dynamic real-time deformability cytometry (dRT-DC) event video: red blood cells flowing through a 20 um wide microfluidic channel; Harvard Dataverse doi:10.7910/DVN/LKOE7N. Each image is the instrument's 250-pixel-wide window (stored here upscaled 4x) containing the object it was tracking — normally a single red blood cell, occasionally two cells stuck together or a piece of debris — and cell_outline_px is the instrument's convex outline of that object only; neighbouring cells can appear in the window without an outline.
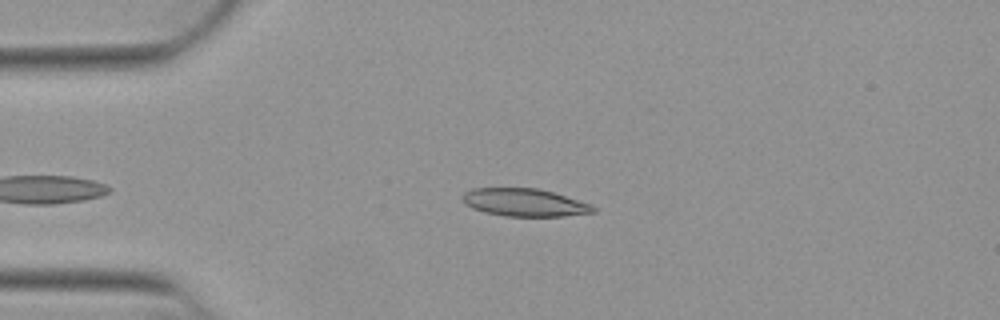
{"species": "Egyptian fruit bat (a non-hibernating species)", "species_latin": "Rousettus aegyptiacus", "temperature_condition": "warm", "stored_images_in_passage": 45, "camera_frame_rate_fps": 3000, "um_per_image_px": 0.085, "animal": {"sex": "female"}, "frame": {"image": 1, "passage_image": 11, "time_ms": 3.333, "image_size_px": [1000, 320], "cell_outline_px": [[596, 212], [564, 216], [504, 216], [484, 212], [472, 208], [464, 204], [460, 196], [464, 192], [472, 188], [536, 188], [552, 192], [592, 204], [596, 208]], "centroid_in_image_um": [44.55, 17.21], "position_along_channel_um": 40.5, "area_um2": 21.27}}
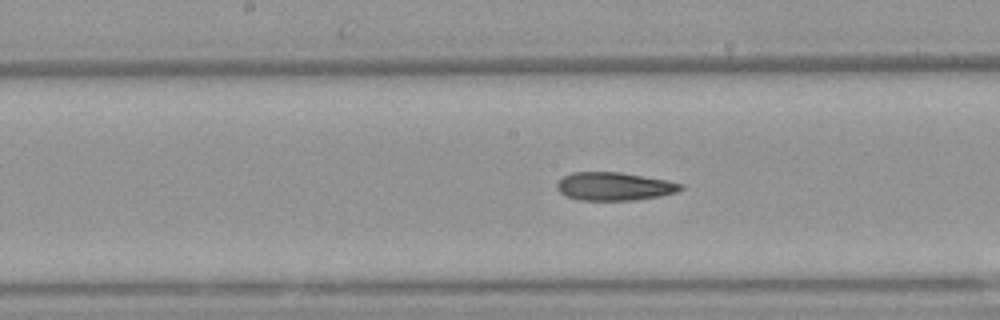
{"frame": {"image": 2, "passage_image": 25, "time_ms": 8.0, "image_size_px": [1000, 320], "cell_outline_px": [[684, 188], [676, 192], [660, 196], [636, 200], [580, 200], [568, 196], [560, 192], [556, 188], [556, 184], [564, 176], [572, 172], [620, 172], [668, 180], [684, 184]], "centroid_in_image_um": [52.24, 15.84], "position_along_channel_um": 196.0, "area_um2": 20.35}}
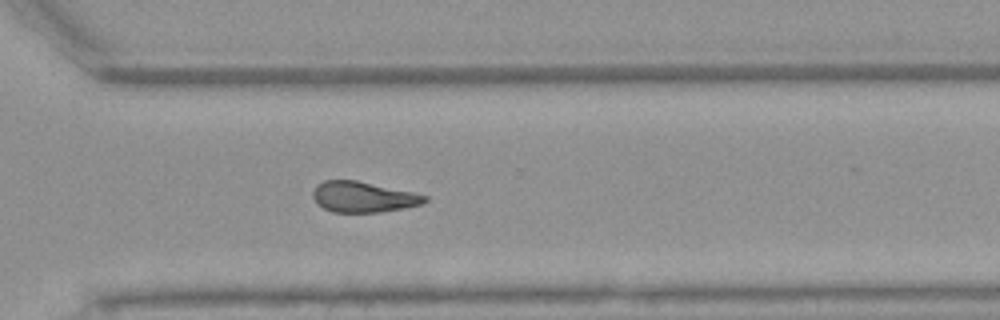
{"frame": {"image": 3, "passage_image": 36, "time_ms": 11.667, "image_size_px": [1000, 320], "cell_outline_px": [[428, 200], [420, 204], [404, 208], [380, 212], [332, 212], [316, 204], [312, 196], [312, 192], [316, 184], [324, 180], [356, 180], [412, 192], [428, 196]], "centroid_in_image_um": [30.82, 16.74], "position_along_channel_um": 339.8, "area_um2": 20.0}, "authors_computed_cell_mechanics": {"area_um2": 21.2704, "velocity_mm_per_s": 3.9276, "shape_relaxation_time_tau1_ms": 8.1044, "shape_relaxation_time_tau2_ms": 6.3574, "deformation_change_tau1": 0.2052, "deformation_change_tau2": 0.1474}}